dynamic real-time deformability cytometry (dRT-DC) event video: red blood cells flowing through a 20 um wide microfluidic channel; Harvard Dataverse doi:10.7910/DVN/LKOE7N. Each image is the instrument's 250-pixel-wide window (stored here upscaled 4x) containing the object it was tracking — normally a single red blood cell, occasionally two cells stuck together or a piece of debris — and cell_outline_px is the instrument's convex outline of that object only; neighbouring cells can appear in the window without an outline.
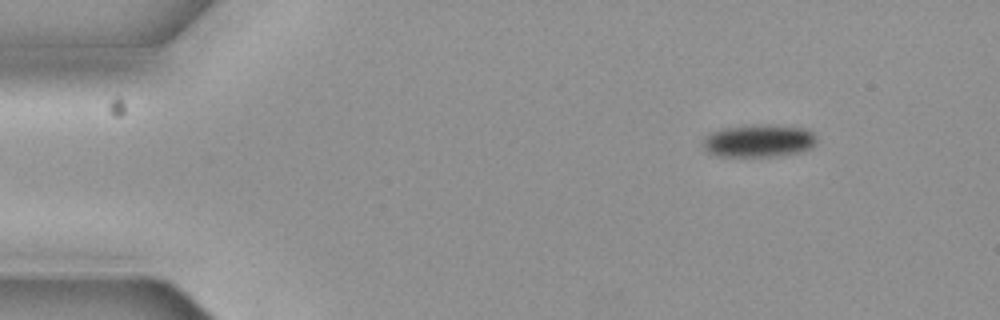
{"species": "common noctule bat (a hibernating species)", "species_latin": "Nyctalus noctula", "temperature_condition": "cold", "stored_images_in_passage": 3, "camera_frame_rate_fps": 3000, "um_per_image_px": 0.085, "animal": {"sex": "female", "body_mass_g": 19.3, "forearm_length_mm": 54.1}, "frame": {"image": 1, "passage_image": 3, "time_ms": 0.667, "image_size_px": [1000, 320], "cell_outline_px": [[816, 144], [812, 148], [804, 152], [784, 156], [716, 156], [708, 152], [704, 148], [704, 140], [712, 132], [724, 128], [756, 124], [808, 128], [816, 136]], "centroid_in_image_um": [64.58, 11.98], "position_along_channel_um": 20.4, "area_um2": 21.79}}